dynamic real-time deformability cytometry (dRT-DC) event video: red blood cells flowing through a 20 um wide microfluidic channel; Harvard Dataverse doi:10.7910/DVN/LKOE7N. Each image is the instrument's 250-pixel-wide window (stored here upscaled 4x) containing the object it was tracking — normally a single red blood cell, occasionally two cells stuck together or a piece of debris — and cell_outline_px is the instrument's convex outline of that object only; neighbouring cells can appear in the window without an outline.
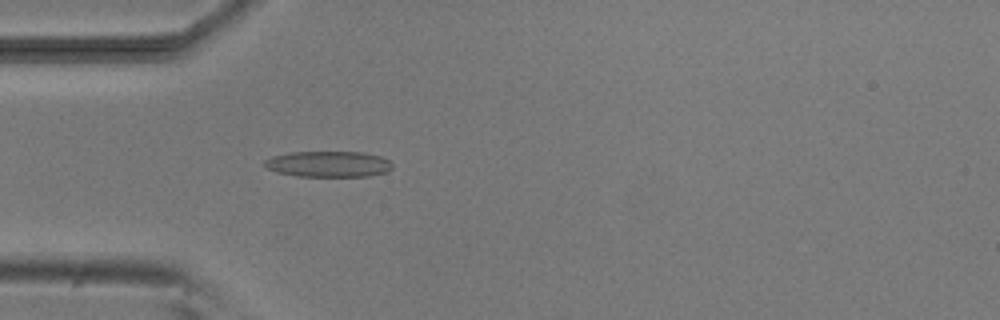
{"species": "common noctule bat (a hibernating species)", "species_latin": "Nyctalus noctula", "temperature_condition": "room temperature", "stored_images_in_passage": 4, "camera_frame_rate_fps": 3000, "um_per_image_px": 0.085, "animal": {"sex": "male", "body_mass_g": 20.5, "forearm_length_mm": 52.5}, "frame": {"image": 1, "passage_image": 4, "time_ms": 4.333, "image_size_px": [1000, 320], "cell_outline_px": [[392, 168], [388, 172], [368, 176], [296, 176], [276, 172], [268, 168], [264, 164], [264, 160], [272, 156], [292, 152], [360, 152], [380, 156], [388, 160], [392, 164]], "centroid_in_image_um": [27.92, 13.95], "position_along_channel_um": 57.1, "area_um2": 19.25}}